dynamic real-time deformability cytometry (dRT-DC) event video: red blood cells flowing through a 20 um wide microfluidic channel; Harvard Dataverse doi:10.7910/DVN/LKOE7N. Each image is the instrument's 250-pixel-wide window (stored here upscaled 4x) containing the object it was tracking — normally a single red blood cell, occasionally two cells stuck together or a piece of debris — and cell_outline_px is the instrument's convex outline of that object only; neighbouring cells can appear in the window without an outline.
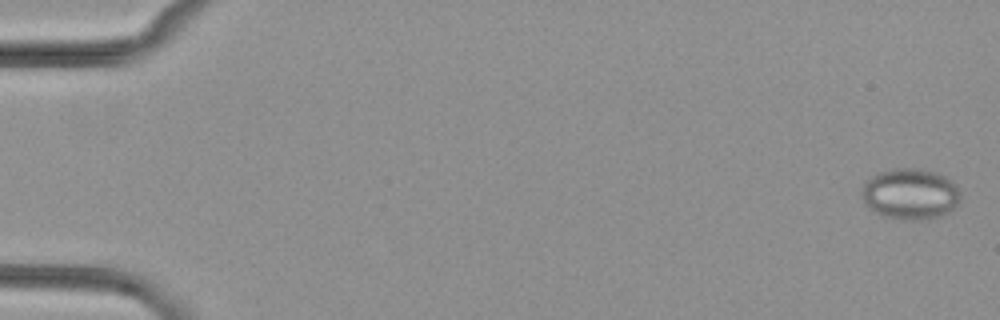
{"species": "common noctule bat (a hibernating species)", "species_latin": "Nyctalus noctula", "temperature_condition": "cold", "stored_images_in_passage": 5, "camera_frame_rate_fps": 3000, "um_per_image_px": 0.085, "animal": {"sex": "female", "body_mass_g": 29.2, "forearm_length_mm": 56.3}, "frame": {"image": 1, "passage_image": 1, "time_ms": 0.0, "image_size_px": [1000, 320], "cell_outline_px": [[960, 196], [956, 204], [948, 212], [940, 216], [912, 220], [904, 220], [884, 216], [876, 212], [860, 196], [860, 192], [864, 180], [876, 172], [892, 168], [920, 168], [936, 172], [944, 176], [956, 188]], "centroid_in_image_um": [77.29, 16.45], "position_along_channel_um": 7.7, "area_um2": 29.13}}